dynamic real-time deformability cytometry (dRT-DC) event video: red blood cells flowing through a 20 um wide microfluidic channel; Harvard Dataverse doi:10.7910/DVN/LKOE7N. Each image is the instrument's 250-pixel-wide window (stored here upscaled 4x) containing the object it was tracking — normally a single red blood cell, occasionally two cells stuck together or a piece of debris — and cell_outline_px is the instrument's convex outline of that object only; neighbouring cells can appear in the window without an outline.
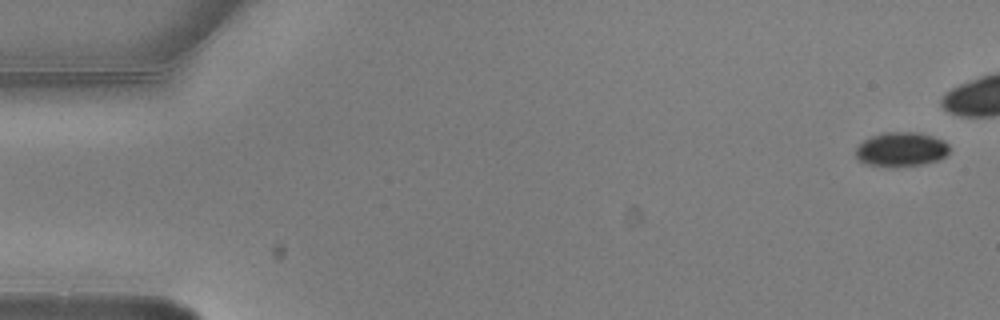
{"species": "common noctule bat (a hibernating species)", "species_latin": "Nyctalus noctula", "temperature_condition": "warm", "stored_images_in_passage": 9, "camera_frame_rate_fps": 3000, "um_per_image_px": 0.085, "animal": {"sex": "male", "body_mass_g": 20.5, "forearm_length_mm": 52.5}, "frame": {"image": 1, "passage_image": 1, "time_ms": 0.0, "image_size_px": [1000, 320], "cell_outline_px": [[948, 152], [940, 160], [920, 164], [868, 164], [856, 160], [856, 148], [864, 140], [880, 132], [920, 132], [944, 140], [948, 144]], "centroid_in_image_um": [76.61, 12.64], "position_along_channel_um": 8.4, "area_um2": 18.21}}